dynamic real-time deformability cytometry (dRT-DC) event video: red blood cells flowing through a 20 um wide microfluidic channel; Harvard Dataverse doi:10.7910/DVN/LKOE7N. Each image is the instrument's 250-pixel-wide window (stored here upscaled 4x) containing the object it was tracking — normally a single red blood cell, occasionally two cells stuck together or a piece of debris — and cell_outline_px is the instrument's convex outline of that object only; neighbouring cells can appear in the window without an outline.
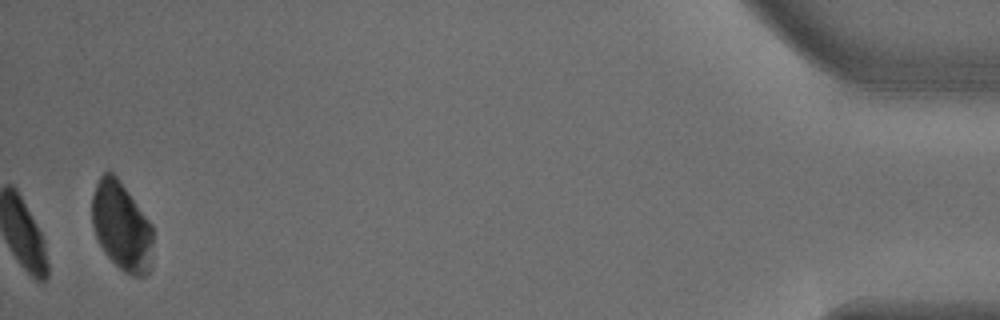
{"species": "common noctule bat (a hibernating species)", "species_latin": "Nyctalus noctula", "temperature_condition": "warm", "stored_images_in_passage": 38, "camera_frame_rate_fps": 3000, "um_per_image_px": 0.085, "animal": {"sex": "male", "body_mass_g": 18.8}, "frame": {"image": 1, "passage_image": 38, "time_ms": 12.333, "image_size_px": [1000, 320], "cell_outline_px": [[152, 268], [144, 276], [136, 276], [124, 272], [104, 252], [96, 236], [92, 224], [92, 196], [96, 184], [100, 176], [104, 172], [112, 172], [116, 176], [152, 224]], "centroid_in_image_um": [10.34, 19.25], "position_along_channel_um": 424.9, "area_um2": 31.33}}